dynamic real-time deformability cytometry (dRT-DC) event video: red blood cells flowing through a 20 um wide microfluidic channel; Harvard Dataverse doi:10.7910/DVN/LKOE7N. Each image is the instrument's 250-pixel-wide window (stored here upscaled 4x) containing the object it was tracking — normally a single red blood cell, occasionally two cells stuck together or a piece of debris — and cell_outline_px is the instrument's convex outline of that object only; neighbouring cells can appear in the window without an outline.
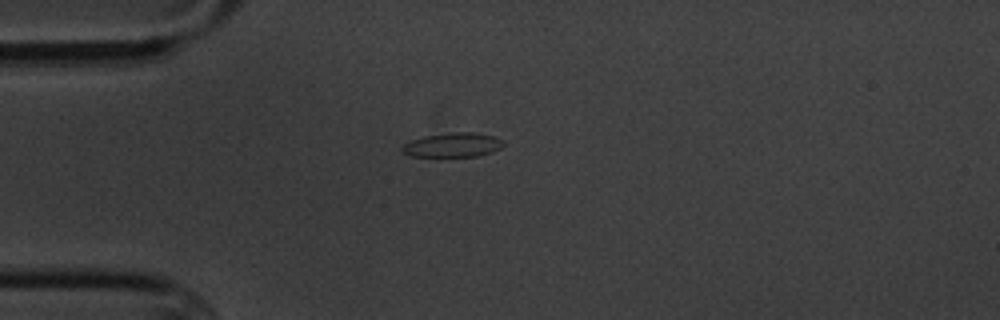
{"species": "common noctule bat (a hibernating species)", "species_latin": "Nyctalus noctula", "temperature_condition": "cold", "stored_images_in_passage": 2, "camera_frame_rate_fps": 3000, "um_per_image_px": 0.085, "animal": {"sex": "male", "body_mass_g": 20.1, "forearm_length_mm": 53.5}, "frame": {"image": 1, "passage_image": 1, "time_ms": 0.0, "image_size_px": [1000, 320], "cell_outline_px": [[504, 144], [500, 148], [492, 152], [476, 156], [412, 156], [404, 152], [400, 148], [404, 144], [412, 140], [424, 136], [452, 132], [476, 132], [496, 136], [504, 140]], "centroid_in_image_um": [38.54, 12.3], "position_along_channel_um": 46.5, "area_um2": 14.33}}
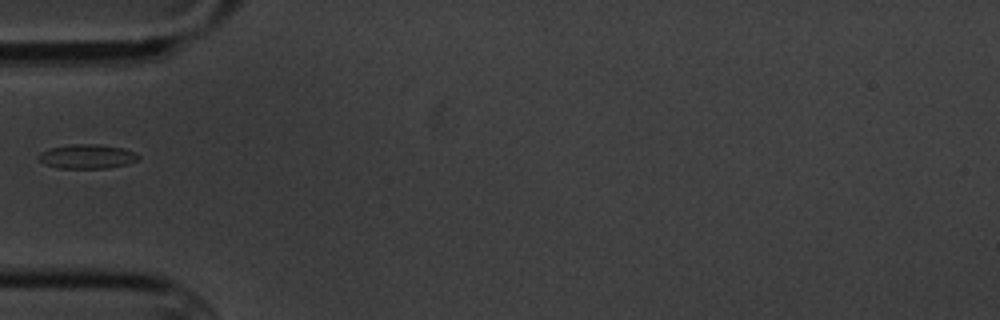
{"frame": {"image": 2, "passage_image": 2, "time_ms": 1.333, "image_size_px": [1000, 320], "cell_outline_px": [[140, 156], [136, 160], [128, 164], [108, 168], [56, 168], [44, 164], [36, 156], [40, 152], [48, 148], [68, 144], [100, 144], [124, 148], [136, 152]], "centroid_in_image_um": [7.38, 13.29], "position_along_channel_um": 77.6, "area_um2": 14.39}}